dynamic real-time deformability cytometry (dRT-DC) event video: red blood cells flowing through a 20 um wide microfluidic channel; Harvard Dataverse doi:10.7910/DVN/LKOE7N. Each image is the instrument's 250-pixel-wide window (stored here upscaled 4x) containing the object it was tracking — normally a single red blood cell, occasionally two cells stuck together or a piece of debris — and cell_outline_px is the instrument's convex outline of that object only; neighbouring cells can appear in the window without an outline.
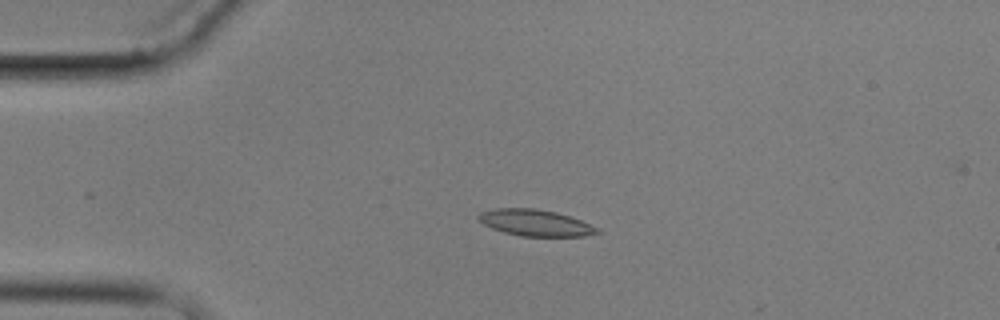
{"species": "common noctule bat (a hibernating species)", "species_latin": "Nyctalus noctula", "temperature_condition": "cold", "stored_images_in_passage": 6, "camera_frame_rate_fps": 3000, "um_per_image_px": 0.085, "animal": {"sex": "male", "body_mass_g": 17.9}, "frame": {"image": 1, "passage_image": 4, "time_ms": 4.333, "image_size_px": [1000, 320], "cell_outline_px": [[600, 232], [584, 236], [520, 236], [504, 232], [492, 228], [484, 224], [476, 216], [480, 212], [496, 208], [536, 208], [556, 212], [580, 220], [600, 228]], "centroid_in_image_um": [45.5, 18.93], "position_along_channel_um": 39.5, "area_um2": 18.21}}
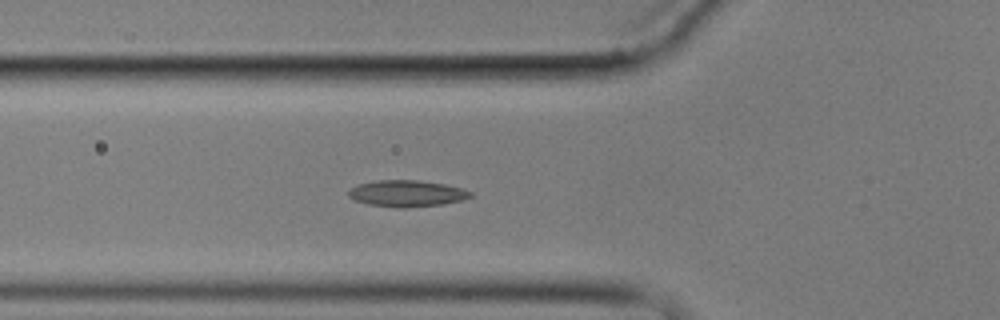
{"frame": {"image": 2, "passage_image": 6, "time_ms": 6.667, "image_size_px": [1000, 320], "cell_outline_px": [[472, 196], [464, 200], [444, 204], [404, 208], [396, 208], [368, 204], [356, 200], [348, 196], [348, 188], [360, 184], [376, 180], [420, 180], [444, 184], [464, 188], [472, 192]], "centroid_in_image_um": [34.61, 16.44], "position_along_channel_um": 91.2, "area_um2": 19.02}}